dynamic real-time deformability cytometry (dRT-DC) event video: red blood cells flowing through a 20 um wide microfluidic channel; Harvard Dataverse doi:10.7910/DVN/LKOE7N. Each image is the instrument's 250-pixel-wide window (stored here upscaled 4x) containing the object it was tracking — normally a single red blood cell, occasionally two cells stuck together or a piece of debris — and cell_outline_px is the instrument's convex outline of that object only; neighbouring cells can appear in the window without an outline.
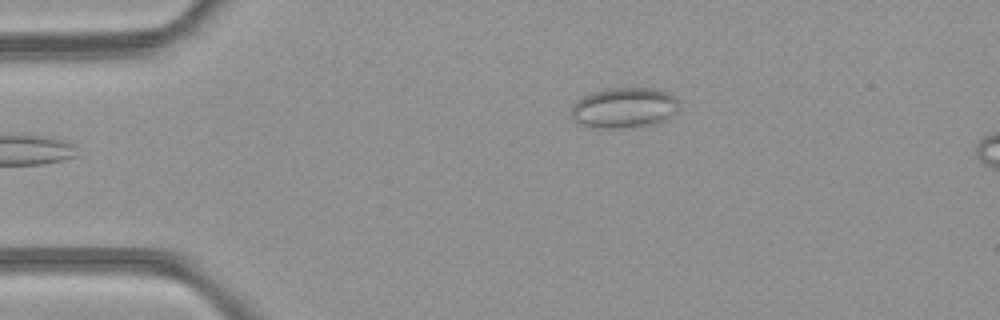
{"species": "common noctule bat (a hibernating species)", "species_latin": "Nyctalus noctula", "temperature_condition": "room temperature", "stored_images_in_passage": 2, "camera_frame_rate_fps": 3000, "um_per_image_px": 0.085, "animal": {"sex": "female", "body_mass_g": 21.9}, "frame": {"image": 1, "passage_image": 2, "time_ms": 1.0, "image_size_px": [1000, 320], "cell_outline_px": [[680, 104], [676, 112], [668, 120], [660, 124], [640, 128], [592, 128], [580, 124], [572, 116], [572, 104], [584, 96], [592, 92], [612, 88], [656, 88], [668, 92]], "centroid_in_image_um": [53.11, 9.19], "position_along_channel_um": 31.9, "area_um2": 25.95}}